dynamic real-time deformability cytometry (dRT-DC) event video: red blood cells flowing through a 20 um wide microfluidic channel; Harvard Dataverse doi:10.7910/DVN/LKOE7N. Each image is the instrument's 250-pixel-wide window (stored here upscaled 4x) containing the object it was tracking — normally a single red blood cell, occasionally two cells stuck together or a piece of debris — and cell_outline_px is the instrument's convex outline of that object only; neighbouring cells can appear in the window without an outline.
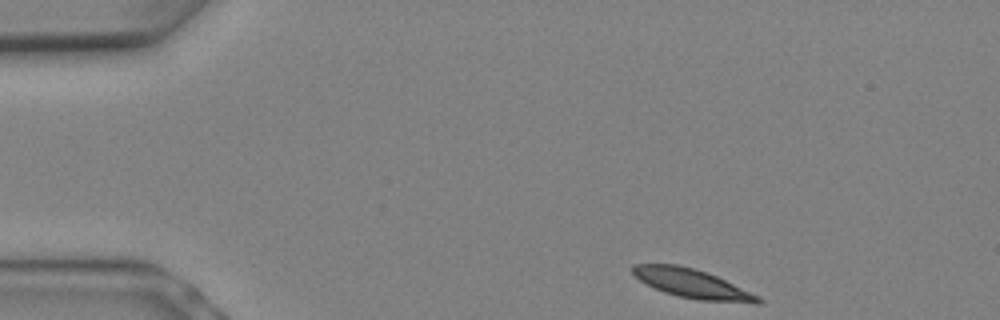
{"species": "Egyptian fruit bat (a non-hibernating species)", "species_latin": "Rousettus aegyptiacus", "temperature_condition": "warm", "stored_images_in_passage": 7, "camera_frame_rate_fps": 3000, "um_per_image_px": 0.085, "animal": {"sex": "female"}, "frame": {"image": 1, "passage_image": 1, "time_ms": 0.0, "image_size_px": [1000, 320], "cell_outline_px": [[764, 300], [760, 304], [752, 304], [696, 300], [676, 296], [664, 292], [640, 280], [632, 272], [632, 264], [676, 264], [692, 268], [716, 276], [760, 296]], "centroid_in_image_um": [58.9, 24.14], "position_along_channel_um": 26.1, "area_um2": 21.21}}
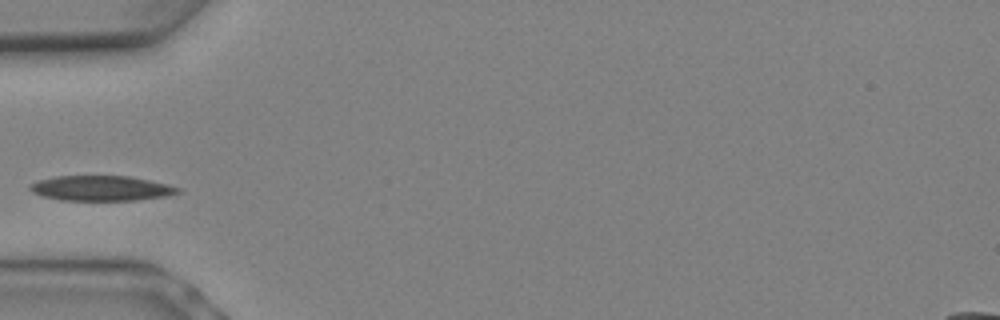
{"frame": {"image": 2, "passage_image": 5, "time_ms": 1.333, "image_size_px": [1000, 320], "cell_outline_px": [[180, 192], [168, 196], [136, 200], [60, 200], [44, 196], [32, 192], [28, 188], [32, 184], [40, 180], [56, 176], [128, 176], [168, 184], [180, 188]], "centroid_in_image_um": [8.63, 16.0], "position_along_channel_um": 76.4, "area_um2": 21.44}}
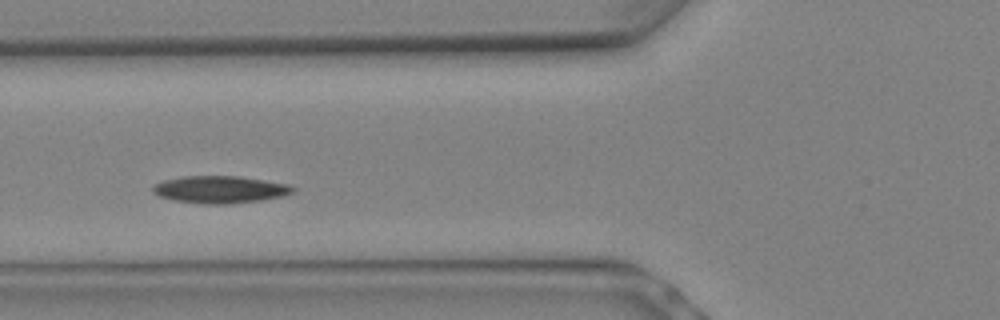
{"frame": {"image": 3, "passage_image": 6, "time_ms": 1.667, "image_size_px": [1000, 320], "cell_outline_px": [[296, 192], [284, 196], [264, 200], [228, 204], [204, 204], [172, 200], [160, 196], [152, 192], [152, 188], [156, 184], [164, 180], [184, 176], [240, 176], [288, 184], [296, 188]], "centroid_in_image_um": [18.75, 16.11], "position_along_channel_um": 107.0, "area_um2": 22.43}}